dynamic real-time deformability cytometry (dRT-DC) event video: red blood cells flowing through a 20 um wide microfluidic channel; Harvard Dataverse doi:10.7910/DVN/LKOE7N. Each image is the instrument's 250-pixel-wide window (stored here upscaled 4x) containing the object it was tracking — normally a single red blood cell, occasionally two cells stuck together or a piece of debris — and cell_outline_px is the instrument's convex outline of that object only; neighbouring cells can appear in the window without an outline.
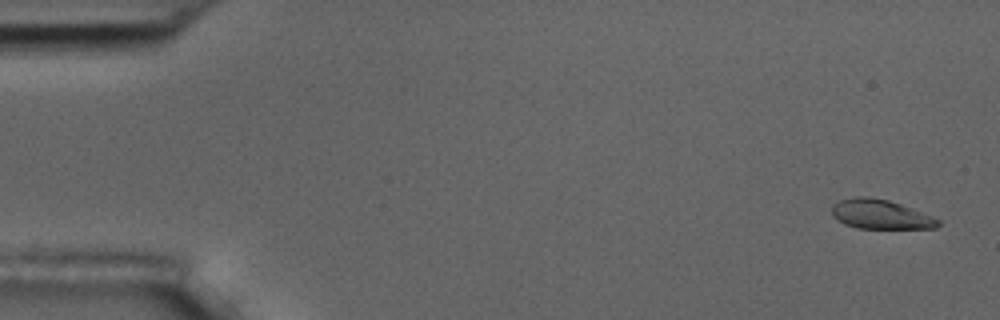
{"species": "common noctule bat (a hibernating species)", "species_latin": "Nyctalus noctula", "temperature_condition": "room temperature", "stored_images_in_passage": 5, "camera_frame_rate_fps": 3000, "um_per_image_px": 0.085, "animal": {"sex": "male", "body_mass_g": 17.5, "forearm_length_mm": 52.3}, "frame": {"image": 1, "passage_image": 1, "time_ms": 0.0, "image_size_px": [1000, 320], "cell_outline_px": [[940, 224], [936, 228], [856, 228], [844, 224], [836, 220], [832, 216], [832, 204], [836, 200], [856, 196], [868, 196], [888, 200], [912, 208], [932, 216], [940, 220]], "centroid_in_image_um": [74.79, 18.21], "position_along_channel_um": 10.2, "area_um2": 18.38}}
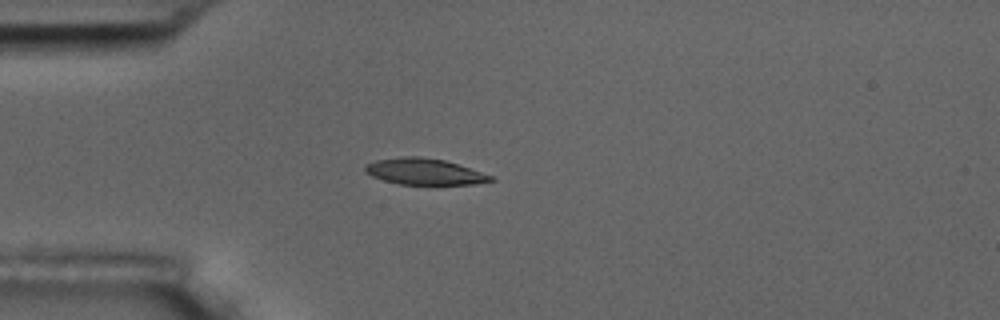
{"frame": {"image": 2, "passage_image": 5, "time_ms": 4.333, "image_size_px": [1000, 320], "cell_outline_px": [[496, 180], [476, 184], [400, 184], [384, 180], [372, 176], [364, 172], [364, 164], [376, 160], [400, 156], [420, 156], [444, 160], [492, 176]], "centroid_in_image_um": [36.02, 14.58], "position_along_channel_um": 49.0, "area_um2": 19.07}}